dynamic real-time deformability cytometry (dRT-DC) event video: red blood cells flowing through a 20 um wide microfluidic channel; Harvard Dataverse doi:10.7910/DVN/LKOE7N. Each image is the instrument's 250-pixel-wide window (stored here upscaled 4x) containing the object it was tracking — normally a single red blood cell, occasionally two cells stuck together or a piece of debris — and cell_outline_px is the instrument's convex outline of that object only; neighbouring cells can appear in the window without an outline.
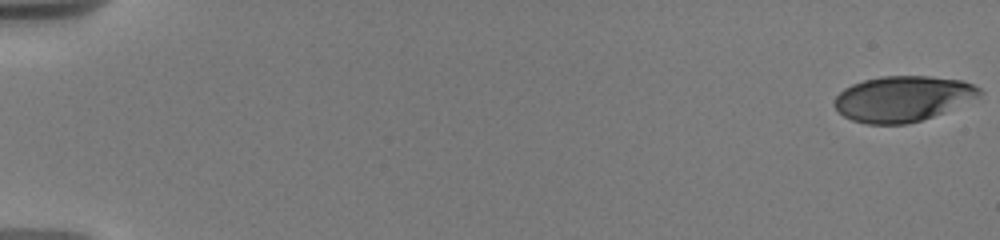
{"species": "human", "species_latin": "Homo sapiens", "temperature_condition": "warm", "stored_images_in_passage": 58, "camera_frame_rate_fps": 3000, "um_per_image_px": 0.085, "donor": {"sex": "male"}, "frame": {"image": 1, "passage_image": 1, "time_ms": 0.0, "image_size_px": [1000, 240], "cell_outline_px": [[984, 92], [976, 96], [932, 116], [908, 124], [868, 124], [852, 120], [844, 116], [832, 104], [836, 96], [844, 88], [852, 84], [864, 80], [880, 76], [928, 76], [964, 80], [980, 88]], "centroid_in_image_um": [76.66, 8.37], "position_along_channel_um": 8.3, "area_um2": 37.97}}
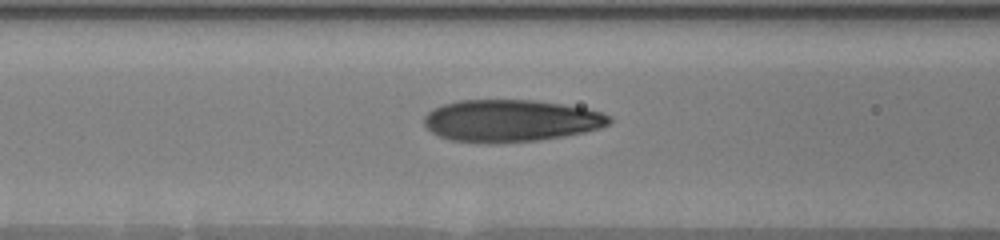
{"frame": {"image": 2, "passage_image": 28, "time_ms": 8.0, "image_size_px": [1000, 240], "cell_outline_px": [[612, 120], [608, 124], [600, 128], [584, 132], [564, 136], [536, 140], [488, 144], [448, 140], [432, 132], [424, 124], [424, 116], [432, 108], [444, 104], [460, 100], [532, 100], [560, 104], [584, 108], [600, 112], [612, 116]], "centroid_in_image_um": [43.38, 10.26], "position_along_channel_um": 123.2, "area_um2": 45.43}}
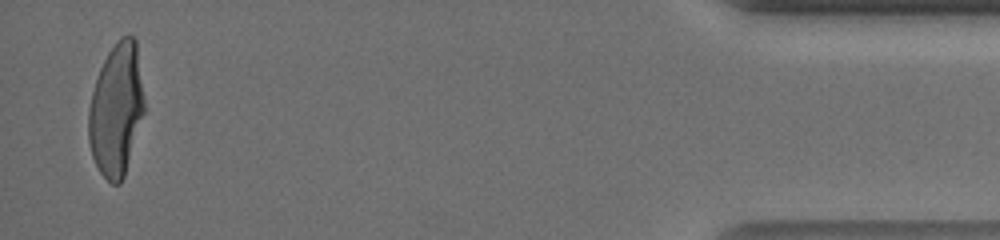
{"frame": {"image": 3, "passage_image": 57, "time_ms": 18.0, "image_size_px": [1000, 240], "cell_outline_px": [[144, 112], [124, 176], [120, 184], [112, 184], [100, 172], [92, 156], [88, 140], [88, 108], [92, 92], [100, 68], [108, 52], [120, 36], [128, 32], [136, 40], [144, 100]], "centroid_in_image_um": [9.88, 9.3], "position_along_channel_um": 425.3, "area_um2": 42.95}, "authors_computed_cell_mechanics": {"area_um2": 43.4367, "velocity_mm_per_s": 3.7107, "shape_relaxation_time_tau1_ms": 6.0949, "shape_relaxation_time_tau2_ms": null, "deformation_change_tau1": 0.2639, "deformation_change_tau2": null}}